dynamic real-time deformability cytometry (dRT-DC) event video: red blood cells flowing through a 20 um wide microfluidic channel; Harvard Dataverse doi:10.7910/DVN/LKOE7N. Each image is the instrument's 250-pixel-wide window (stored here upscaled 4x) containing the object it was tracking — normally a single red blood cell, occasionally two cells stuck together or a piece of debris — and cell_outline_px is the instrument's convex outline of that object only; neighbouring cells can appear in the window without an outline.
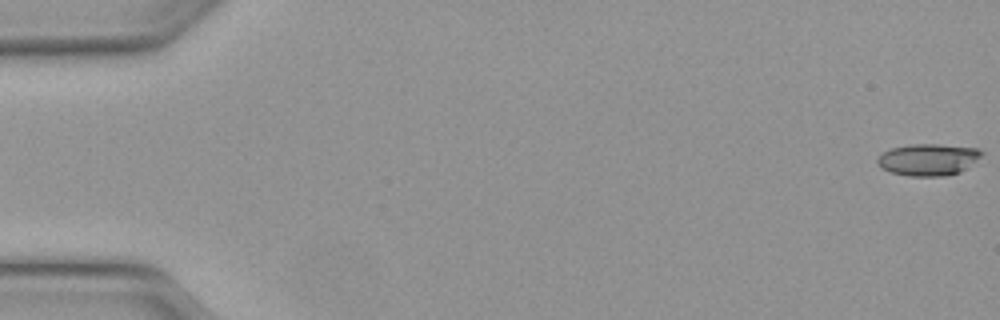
{"species": "Egyptian fruit bat (a non-hibernating species)", "species_latin": "Rousettus aegyptiacus", "temperature_condition": "warm", "stored_images_in_passage": 10, "camera_frame_rate_fps": 3000, "um_per_image_px": 0.085, "animal": {"sex": "female"}, "frame": {"image": 1, "passage_image": 1, "time_ms": 0.0, "image_size_px": [1000, 320], "cell_outline_px": [[984, 152], [976, 160], [960, 172], [944, 176], [908, 176], [888, 172], [880, 168], [876, 164], [876, 160], [884, 152], [892, 148], [912, 144], [936, 144], [976, 148]], "centroid_in_image_um": [78.85, 13.58], "position_along_channel_um": 6.2, "area_um2": 19.25}}